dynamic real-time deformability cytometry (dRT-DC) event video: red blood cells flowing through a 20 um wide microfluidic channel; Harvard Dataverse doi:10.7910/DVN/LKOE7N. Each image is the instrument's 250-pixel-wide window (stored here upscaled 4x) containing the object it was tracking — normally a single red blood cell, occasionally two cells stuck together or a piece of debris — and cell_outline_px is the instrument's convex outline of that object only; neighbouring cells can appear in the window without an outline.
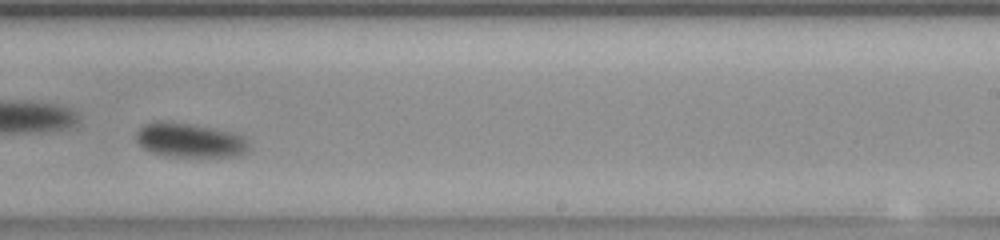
{"species": "common noctule bat (a hibernating species)", "species_latin": "Nyctalus noctula", "temperature_condition": "room temperature", "stored_images_in_passage": 36, "camera_frame_rate_fps": 3000, "um_per_image_px": 0.085, "animal": {"sex": "female", "body_mass_g": 23.0, "forearm_length_mm": 53.4}, "frame": {"image": 1, "passage_image": 25, "time_ms": 8.0, "image_size_px": [1000, 240], "cell_outline_px": [[248, 148], [240, 156], [172, 156], [152, 152], [144, 148], [136, 140], [136, 132], [144, 124], [156, 120], [188, 124], [212, 128], [244, 136], [248, 144]], "centroid_in_image_um": [16.1, 11.91], "position_along_channel_um": 272.9, "area_um2": 22.08}, "authors_computed_cell_mechanics": {"area_um2": 21.4149, "velocity_mm_per_s": 3.5529, "shape_relaxation_time_tau1_ms": 1.4022, "shape_relaxation_time_tau2_ms": null, "deformation_change_tau1": 0.0587, "deformation_change_tau2": null}}